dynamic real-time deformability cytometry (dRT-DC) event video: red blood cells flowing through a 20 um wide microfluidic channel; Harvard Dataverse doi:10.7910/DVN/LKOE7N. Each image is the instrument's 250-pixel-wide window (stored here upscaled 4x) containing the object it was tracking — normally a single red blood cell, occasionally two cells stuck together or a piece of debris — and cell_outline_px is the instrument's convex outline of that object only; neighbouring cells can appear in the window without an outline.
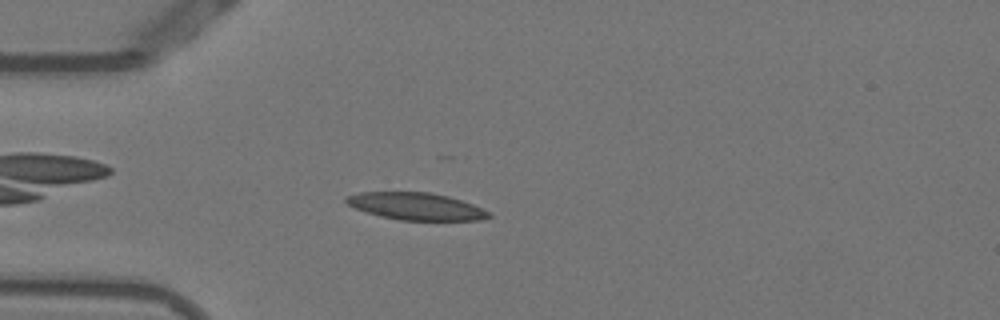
{"species": "Egyptian fruit bat (a non-hibernating species)", "species_latin": "Rousettus aegyptiacus", "temperature_condition": "warm", "stored_images_in_passage": 41, "camera_frame_rate_fps": 3000, "um_per_image_px": 0.085, "animal": {"sex": "female"}, "frame": {"image": 1, "passage_image": 3, "time_ms": 0.667, "image_size_px": [1000, 320], "cell_outline_px": [[492, 216], [480, 220], [400, 220], [380, 216], [356, 208], [348, 204], [344, 200], [348, 196], [360, 192], [428, 192], [448, 196], [472, 204], [488, 212]], "centroid_in_image_um": [35.36, 17.53], "position_along_channel_um": 49.6, "area_um2": 22.25}}
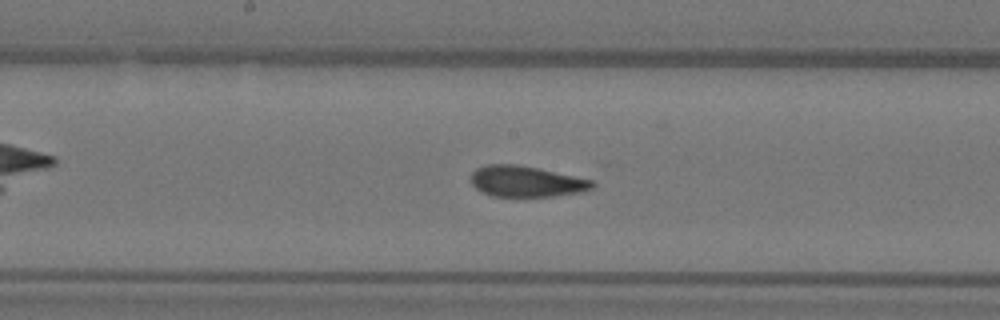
{"frame": {"image": 2, "passage_image": 16, "time_ms": 5.0, "image_size_px": [1000, 320], "cell_outline_px": [[596, 184], [592, 188], [580, 192], [552, 196], [492, 196], [476, 188], [472, 184], [472, 172], [476, 168], [488, 164], [516, 164], [536, 168], [592, 180]], "centroid_in_image_um": [44.71, 15.42], "position_along_channel_um": 203.5, "area_um2": 21.5}}
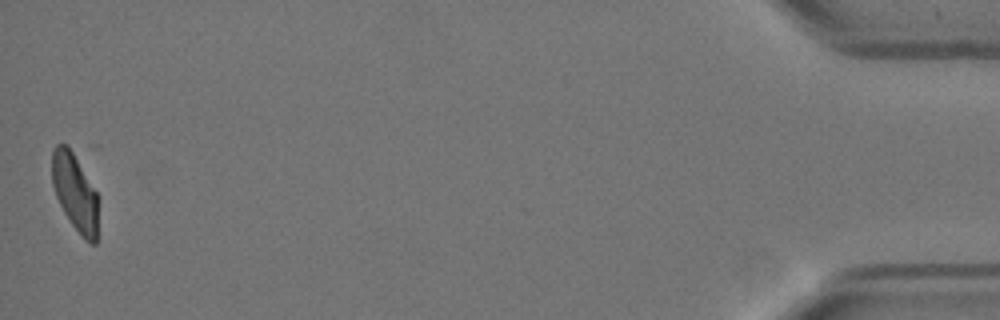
{"frame": {"image": 3, "passage_image": 41, "time_ms": 13.333, "image_size_px": [1000, 320], "cell_outline_px": [[96, 244], [92, 244], [84, 240], [72, 224], [64, 212], [56, 196], [52, 184], [52, 152], [56, 144], [64, 144], [72, 152], [96, 192]], "centroid_in_image_um": [6.33, 16.36], "position_along_channel_um": 428.9, "area_um2": 20.06}}